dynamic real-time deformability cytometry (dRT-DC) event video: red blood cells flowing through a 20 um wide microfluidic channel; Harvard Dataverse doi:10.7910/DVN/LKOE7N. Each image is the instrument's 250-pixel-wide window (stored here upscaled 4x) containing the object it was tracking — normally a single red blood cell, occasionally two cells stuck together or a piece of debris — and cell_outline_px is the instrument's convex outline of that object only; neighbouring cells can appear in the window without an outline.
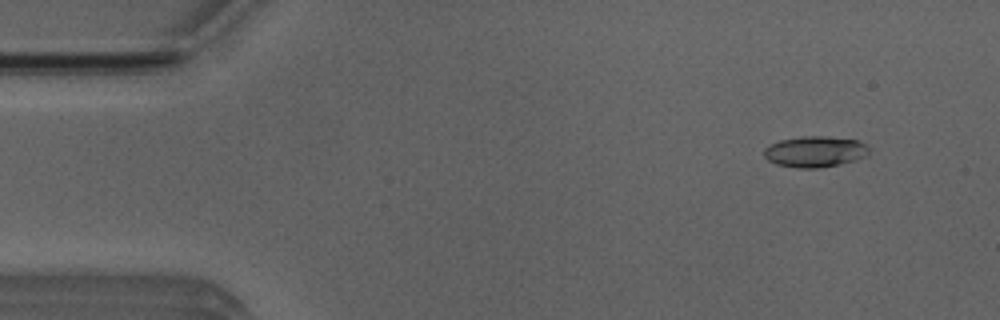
{"species": "Egyptian fruit bat (a non-hibernating species)", "species_latin": "Rousettus aegyptiacus", "temperature_condition": "room temperature", "stored_images_in_passage": 4, "camera_frame_rate_fps": 3000, "um_per_image_px": 0.085, "animal": {"sex": "male"}, "frame": {"image": 1, "passage_image": 2, "time_ms": 1.333, "image_size_px": [1000, 320], "cell_outline_px": [[868, 156], [856, 160], [840, 164], [816, 168], [800, 168], [776, 164], [768, 160], [764, 156], [764, 148], [780, 140], [804, 136], [824, 136], [860, 140], [868, 148]], "centroid_in_image_um": [69.29, 12.89], "position_along_channel_um": 15.7, "area_um2": 18.9}}